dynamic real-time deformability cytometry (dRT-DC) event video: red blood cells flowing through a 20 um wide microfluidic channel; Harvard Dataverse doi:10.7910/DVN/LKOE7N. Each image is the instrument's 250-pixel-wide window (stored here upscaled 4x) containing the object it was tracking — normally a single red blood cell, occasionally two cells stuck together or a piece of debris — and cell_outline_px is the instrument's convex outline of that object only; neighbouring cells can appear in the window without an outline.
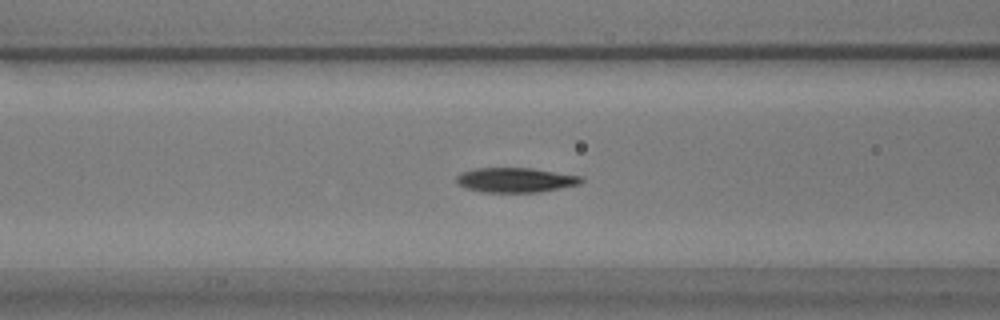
{"species": "common noctule bat (a hibernating species)", "species_latin": "Nyctalus noctula", "temperature_condition": "warm", "stored_images_in_passage": 41, "camera_frame_rate_fps": 3000, "um_per_image_px": 0.085, "animal": {"sex": "male", "body_mass_g": 17.9}, "frame": {"image": 1, "passage_image": 14, "time_ms": 4.333, "image_size_px": [1000, 320], "cell_outline_px": [[584, 180], [580, 184], [536, 192], [484, 192], [464, 188], [456, 180], [456, 176], [460, 172], [476, 168], [532, 168], [584, 176]], "centroid_in_image_um": [43.82, 15.29], "position_along_channel_um": 122.8, "area_um2": 17.98}}
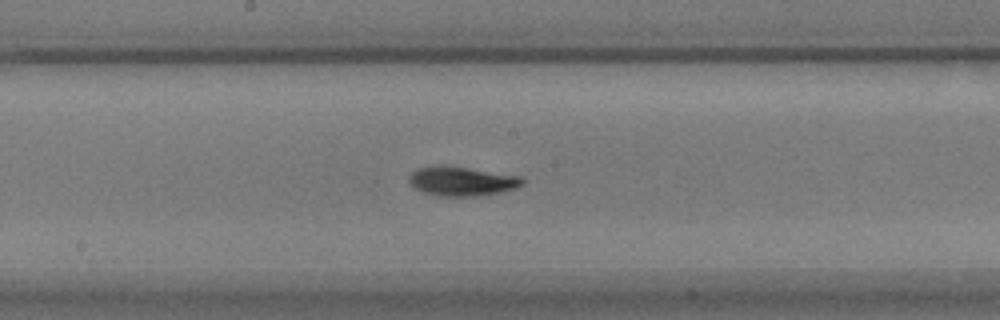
{"frame": {"image": 2, "passage_image": 21, "time_ms": 6.667, "image_size_px": [1000, 320], "cell_outline_px": [[524, 184], [516, 188], [500, 192], [476, 196], [436, 196], [412, 188], [408, 184], [408, 176], [416, 168], [432, 164], [440, 164], [468, 168], [520, 176], [524, 180]], "centroid_in_image_um": [39.16, 15.39], "position_along_channel_um": 209.0, "area_um2": 19.71}}
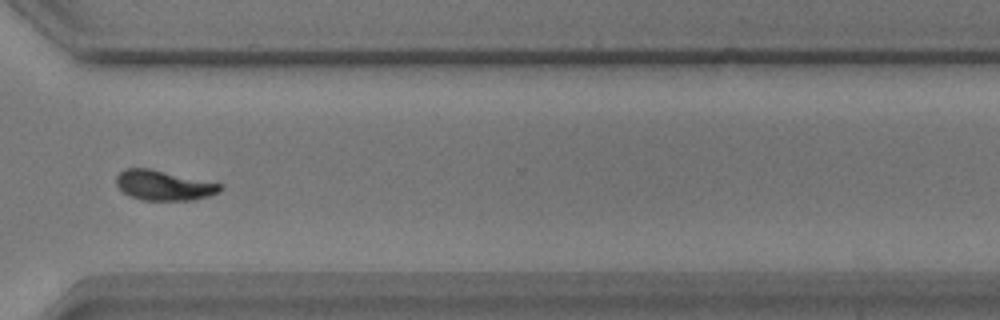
{"frame": {"image": 3, "passage_image": 33, "time_ms": 10.667, "image_size_px": [1000, 320], "cell_outline_px": [[224, 188], [220, 192], [208, 196], [192, 200], [144, 200], [128, 196], [116, 184], [116, 176], [124, 168], [148, 168], [224, 184]], "centroid_in_image_um": [13.94, 15.75], "position_along_channel_um": 356.7, "area_um2": 18.21}, "authors_computed_cell_mechanics": {"area_um2": 17.9758, "velocity_mm_per_s": 3.6975, "shape_relaxation_time_tau1_ms": 5.4529, "shape_relaxation_time_tau2_ms": 5.9577, "deformation_change_tau1": 0.1707, "deformation_change_tau2": 0.1005}}